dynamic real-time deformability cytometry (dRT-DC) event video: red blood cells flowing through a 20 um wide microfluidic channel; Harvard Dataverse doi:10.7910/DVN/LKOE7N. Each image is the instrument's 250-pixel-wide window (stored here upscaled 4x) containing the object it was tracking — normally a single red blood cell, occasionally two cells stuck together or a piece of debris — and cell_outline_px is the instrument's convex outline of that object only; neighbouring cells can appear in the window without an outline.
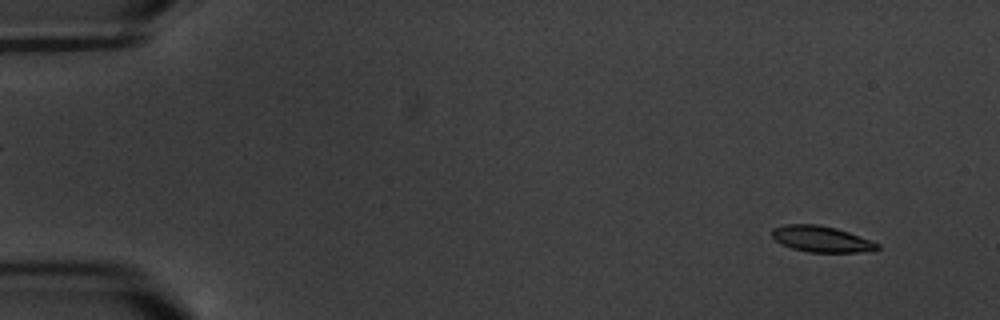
{"species": "common noctule bat (a hibernating species)", "species_latin": "Nyctalus noctula", "temperature_condition": "warm", "stored_images_in_passage": 8, "camera_frame_rate_fps": 3000, "um_per_image_px": 0.085, "animal": {"sex": "male", "body_mass_g": 20.1, "forearm_length_mm": 53.5}, "frame": {"image": 1, "passage_image": 1, "time_ms": 0.0, "image_size_px": [1000, 320], "cell_outline_px": [[880, 248], [876, 252], [808, 252], [792, 248], [776, 240], [772, 236], [772, 228], [784, 224], [816, 224], [836, 228], [872, 240], [880, 244]], "centroid_in_image_um": [69.88, 20.32], "position_along_channel_um": 15.1, "area_um2": 16.13}}
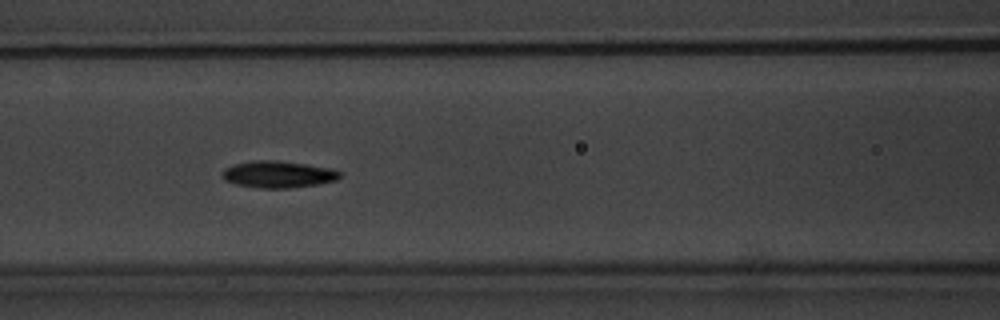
{"frame": {"image": 2, "passage_image": 7, "time_ms": 7.333, "image_size_px": [1000, 320], "cell_outline_px": [[340, 176], [336, 180], [316, 184], [288, 188], [260, 188], [236, 184], [224, 180], [220, 176], [224, 168], [236, 164], [252, 160], [272, 160], [304, 164], [328, 168], [340, 172]], "centroid_in_image_um": [23.57, 14.82], "position_along_channel_um": 143.0, "area_um2": 18.09}}